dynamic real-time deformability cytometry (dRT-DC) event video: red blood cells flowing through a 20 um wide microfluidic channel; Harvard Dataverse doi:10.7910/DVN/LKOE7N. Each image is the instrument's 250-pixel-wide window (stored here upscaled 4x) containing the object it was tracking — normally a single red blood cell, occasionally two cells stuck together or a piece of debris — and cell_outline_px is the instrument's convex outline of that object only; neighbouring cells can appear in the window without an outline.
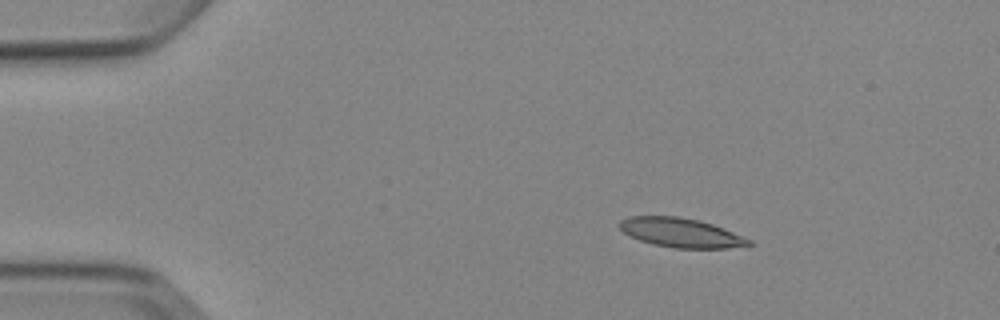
{"species": "Egyptian fruit bat (a non-hibernating species)", "species_latin": "Rousettus aegyptiacus", "temperature_condition": "cold", "stored_images_in_passage": 6, "segment_of_instrument_passage": [1, 2], "camera_frame_rate_fps": 3000, "um_per_image_px": 0.085, "animal": {"sex": "female"}, "frame": {"image": 1, "passage_image": 3, "time_ms": 2.667, "image_size_px": [1000, 320], "cell_outline_px": [[756, 244], [728, 248], [672, 248], [652, 244], [640, 240], [624, 232], [620, 228], [620, 220], [628, 216], [680, 216], [700, 220], [724, 228], [752, 240]], "centroid_in_image_um": [57.91, 19.78], "position_along_channel_um": 27.1, "area_um2": 22.14}}